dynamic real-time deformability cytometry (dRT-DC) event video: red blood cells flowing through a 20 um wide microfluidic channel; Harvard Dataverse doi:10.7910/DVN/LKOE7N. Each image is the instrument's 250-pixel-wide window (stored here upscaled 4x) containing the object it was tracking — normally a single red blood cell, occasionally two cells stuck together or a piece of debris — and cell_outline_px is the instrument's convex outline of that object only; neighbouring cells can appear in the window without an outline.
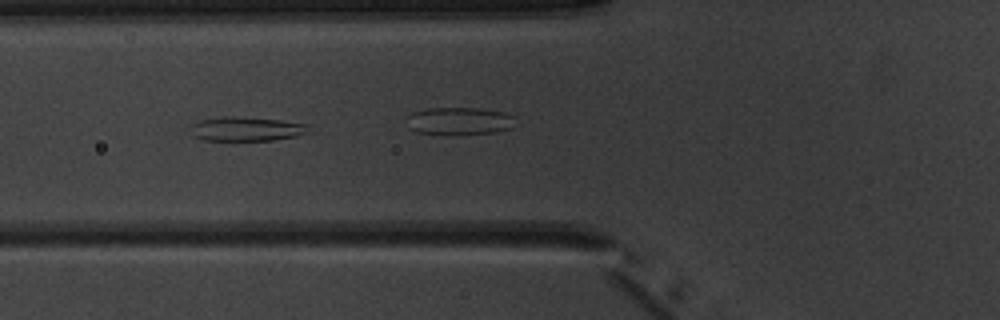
{"species": "common noctule bat (a hibernating species)", "species_latin": "Nyctalus noctula", "temperature_condition": "warm", "stored_images_in_passage": 7, "camera_frame_rate_fps": 3000, "um_per_image_px": 0.085, "animal": {"sex": "male", "body_mass_g": 20.1, "forearm_length_mm": 53.5}, "frame": {"image": 1, "passage_image": 5, "time_ms": 4.667, "image_size_px": [1000, 320], "cell_outline_px": [[312, 132], [296, 136], [272, 140], [204, 140], [192, 136], [188, 124], [200, 120], [224, 116], [280, 120], [312, 124]], "centroid_in_image_um": [20.97, 10.96], "position_along_channel_um": 104.8, "area_um2": 16.94}}